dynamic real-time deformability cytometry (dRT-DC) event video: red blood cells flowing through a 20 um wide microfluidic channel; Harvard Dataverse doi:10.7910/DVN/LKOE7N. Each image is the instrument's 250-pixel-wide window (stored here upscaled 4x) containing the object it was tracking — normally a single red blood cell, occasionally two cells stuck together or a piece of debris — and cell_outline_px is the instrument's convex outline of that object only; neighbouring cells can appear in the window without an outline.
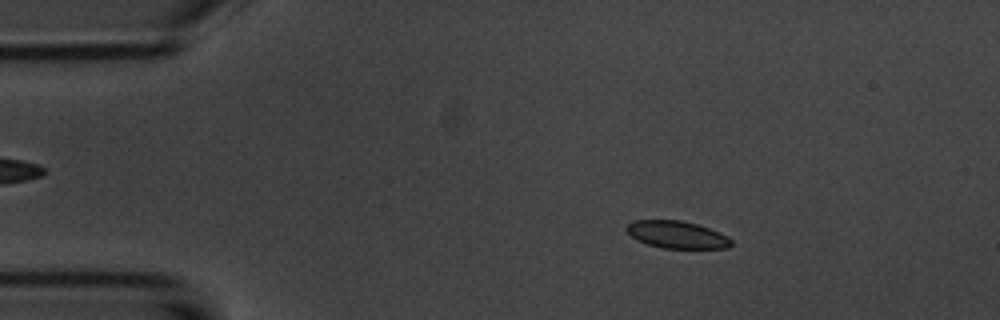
{"species": "common noctule bat (a hibernating species)", "species_latin": "Nyctalus noctula", "temperature_condition": "room temperature", "stored_images_in_passage": 54, "camera_frame_rate_fps": 3000, "um_per_image_px": 0.085, "animal": {"sex": "male", "body_mass_g": 20.1, "forearm_length_mm": 53.5}, "frame": {"image": 1, "passage_image": 9, "time_ms": 2.667, "image_size_px": [1000, 320], "cell_outline_px": [[732, 244], [728, 248], [664, 248], [648, 244], [636, 240], [624, 228], [628, 224], [636, 220], [680, 220], [696, 224], [708, 228], [728, 236], [732, 240]], "centroid_in_image_um": [57.53, 19.95], "position_along_channel_um": 27.5, "area_um2": 16.53}}
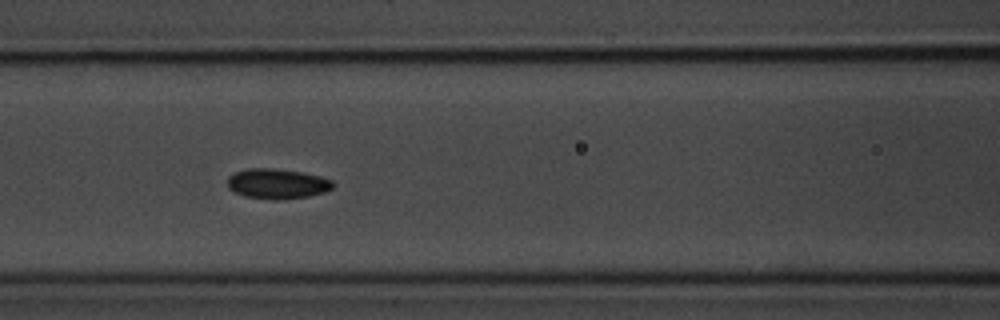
{"frame": {"image": 2, "passage_image": 23, "time_ms": 7.333, "image_size_px": [1000, 320], "cell_outline_px": [[332, 188], [324, 192], [308, 196], [280, 200], [268, 200], [244, 196], [232, 192], [228, 188], [228, 176], [236, 172], [248, 168], [272, 168], [300, 172], [320, 176], [332, 180]], "centroid_in_image_um": [23.51, 15.63], "position_along_channel_um": 143.1, "area_um2": 18.55}}
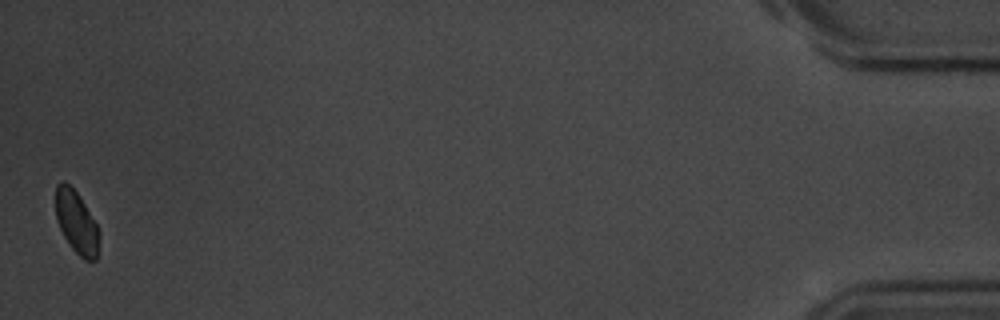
{"frame": {"image": 3, "passage_image": 54, "time_ms": 17.667, "image_size_px": [1000, 320], "cell_outline_px": [[100, 236], [96, 260], [84, 260], [72, 248], [64, 236], [56, 220], [56, 184], [60, 180], [64, 180], [80, 196], [96, 224], [100, 232]], "centroid_in_image_um": [6.5, 18.88], "position_along_channel_um": 428.7, "area_um2": 15.84}}